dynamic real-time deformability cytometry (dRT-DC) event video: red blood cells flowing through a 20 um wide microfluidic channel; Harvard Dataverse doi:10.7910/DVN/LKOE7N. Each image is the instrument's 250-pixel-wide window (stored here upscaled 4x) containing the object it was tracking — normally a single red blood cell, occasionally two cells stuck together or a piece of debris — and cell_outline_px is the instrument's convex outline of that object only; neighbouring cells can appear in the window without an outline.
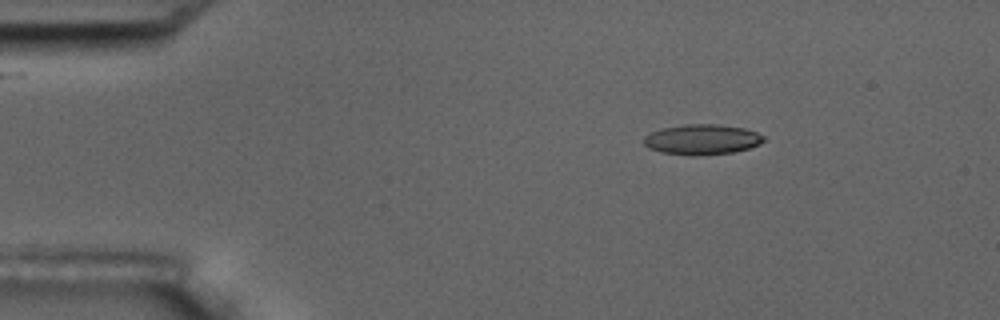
{"species": "common noctule bat (a hibernating species)", "species_latin": "Nyctalus noctula", "temperature_condition": "room temperature", "stored_images_in_passage": 6, "camera_frame_rate_fps": 3000, "um_per_image_px": 0.085, "animal": {"sex": "male", "body_mass_g": 17.5, "forearm_length_mm": 52.3}, "frame": {"image": 1, "passage_image": 2, "time_ms": 2.0, "image_size_px": [1000, 320], "cell_outline_px": [[768, 140], [760, 144], [748, 148], [732, 152], [696, 156], [692, 156], [660, 152], [648, 148], [644, 144], [644, 136], [660, 128], [684, 124], [720, 124], [744, 128], [756, 132], [764, 136]], "centroid_in_image_um": [59.67, 11.85], "position_along_channel_um": 25.3, "area_um2": 21.39}}
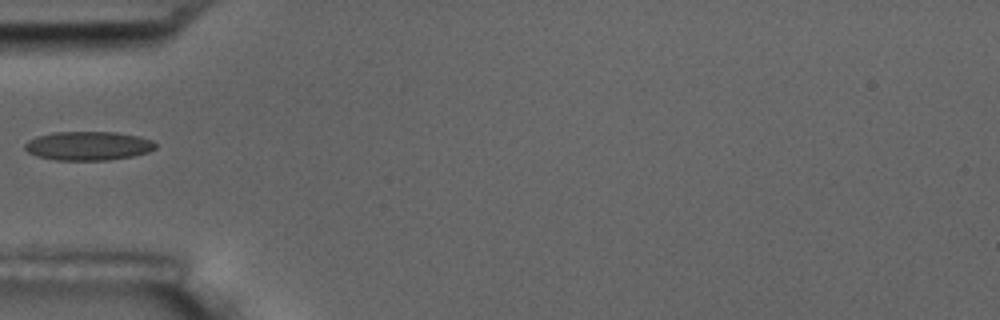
{"frame": {"image": 2, "passage_image": 5, "time_ms": 5.333, "image_size_px": [1000, 320], "cell_outline_px": [[156, 148], [148, 152], [132, 156], [108, 160], [56, 160], [36, 156], [28, 152], [24, 148], [24, 144], [28, 140], [36, 136], [52, 132], [116, 132], [140, 136], [152, 140], [156, 144]], "centroid_in_image_um": [7.48, 12.39], "position_along_channel_um": 77.5, "area_um2": 22.14}}